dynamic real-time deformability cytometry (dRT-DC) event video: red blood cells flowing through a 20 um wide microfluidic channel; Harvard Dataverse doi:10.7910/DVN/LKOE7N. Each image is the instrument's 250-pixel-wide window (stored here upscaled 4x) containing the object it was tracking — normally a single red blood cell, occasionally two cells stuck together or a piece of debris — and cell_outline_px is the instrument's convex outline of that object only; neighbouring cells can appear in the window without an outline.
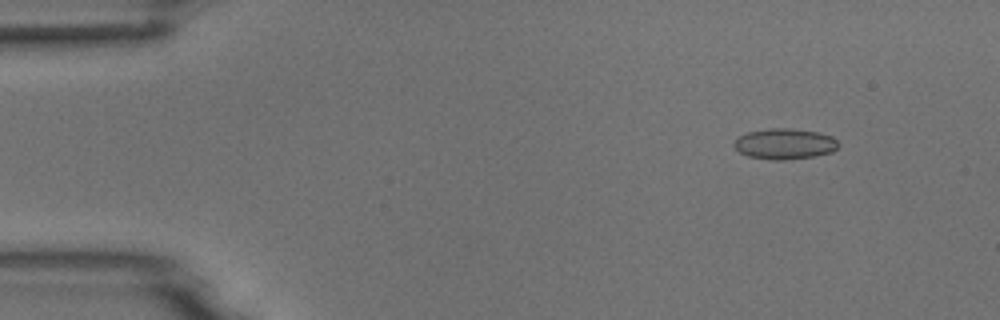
{"species": "common noctule bat (a hibernating species)", "species_latin": "Nyctalus noctula", "temperature_condition": "room temperature", "stored_images_in_passage": 4, "camera_frame_rate_fps": 3000, "um_per_image_px": 0.085, "animal": {"sex": "male", "body_mass_g": 18.8}, "frame": {"image": 1, "passage_image": 2, "time_ms": 1.0, "image_size_px": [1000, 320], "cell_outline_px": [[840, 144], [832, 152], [812, 156], [784, 160], [772, 160], [748, 156], [740, 152], [732, 144], [740, 136], [748, 132], [768, 128], [792, 128], [816, 132], [832, 136]], "centroid_in_image_um": [66.7, 12.22], "position_along_channel_um": 18.3, "area_um2": 18.55}}
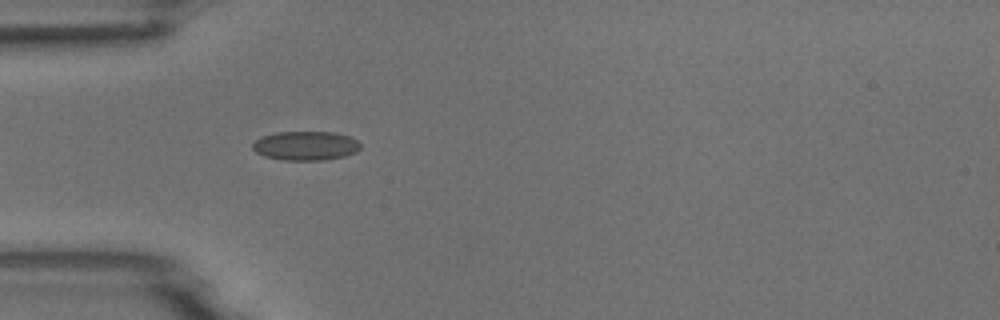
{"frame": {"image": 2, "passage_image": 4, "time_ms": 4.333, "image_size_px": [1000, 320], "cell_outline_px": [[360, 148], [356, 152], [344, 156], [324, 160], [284, 160], [264, 156], [256, 152], [252, 148], [252, 144], [256, 140], [264, 136], [276, 132], [332, 132], [348, 136], [356, 140], [360, 144]], "centroid_in_image_um": [25.97, 12.39], "position_along_channel_um": 59.0, "area_um2": 18.15}}